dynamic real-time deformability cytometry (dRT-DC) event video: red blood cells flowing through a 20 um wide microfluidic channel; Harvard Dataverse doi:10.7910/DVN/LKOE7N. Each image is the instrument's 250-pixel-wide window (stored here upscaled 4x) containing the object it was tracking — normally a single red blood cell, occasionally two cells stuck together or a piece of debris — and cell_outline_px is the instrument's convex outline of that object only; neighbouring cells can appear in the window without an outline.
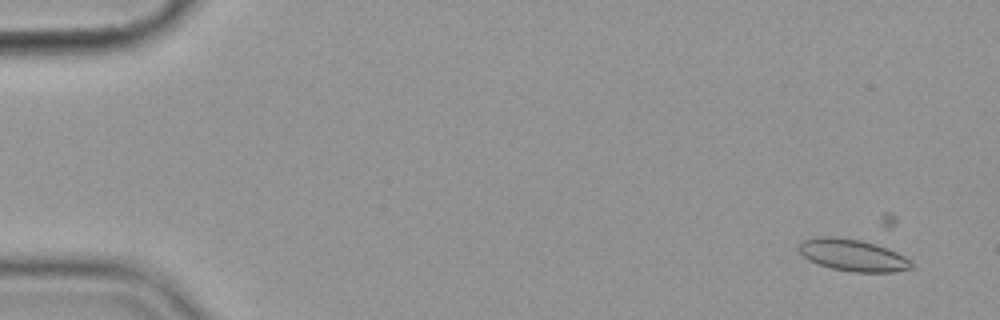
{"species": "common noctule bat (a hibernating species)", "species_latin": "Nyctalus noctula", "temperature_condition": "cold", "stored_images_in_passage": 4, "camera_frame_rate_fps": 3000, "um_per_image_px": 0.085, "animal": {"sex": "female", "body_mass_g": 19.9}, "frame": {"image": 1, "passage_image": 1, "time_ms": 0.0, "image_size_px": [1000, 320], "cell_outline_px": [[916, 264], [912, 268], [892, 272], [852, 272], [832, 268], [808, 260], [796, 248], [796, 244], [800, 240], [820, 236], [832, 236], [860, 240], [876, 244], [888, 248], [904, 256]], "centroid_in_image_um": [72.46, 21.68], "position_along_channel_um": 12.5, "area_um2": 21.15}}